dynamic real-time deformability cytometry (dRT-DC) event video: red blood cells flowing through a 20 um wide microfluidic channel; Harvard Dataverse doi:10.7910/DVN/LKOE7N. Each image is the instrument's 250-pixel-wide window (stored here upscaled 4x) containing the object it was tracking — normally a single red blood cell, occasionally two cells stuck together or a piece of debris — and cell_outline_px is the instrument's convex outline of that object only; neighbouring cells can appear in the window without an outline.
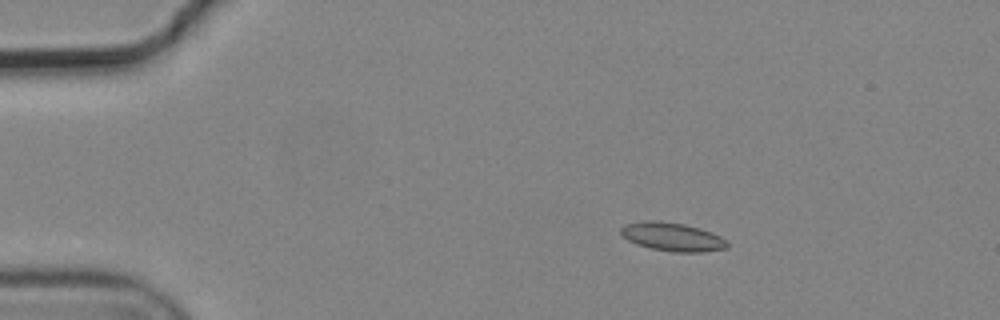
{"species": "common noctule bat (a hibernating species)", "species_latin": "Nyctalus noctula", "temperature_condition": "cold", "stored_images_in_passage": 5, "camera_frame_rate_fps": 3000, "um_per_image_px": 0.085, "animal": {"sex": "male", "body_mass_g": 19.2, "forearm_length_mm": 51.8}, "frame": {"image": 1, "passage_image": 3, "time_ms": 0.667, "image_size_px": [1000, 320], "cell_outline_px": [[728, 248], [704, 252], [672, 252], [652, 248], [636, 244], [628, 240], [620, 232], [620, 228], [624, 224], [644, 220], [660, 220], [684, 224], [700, 228], [720, 236], [728, 240]], "centroid_in_image_um": [57.16, 20.12], "position_along_channel_um": 27.8, "area_um2": 17.86}}